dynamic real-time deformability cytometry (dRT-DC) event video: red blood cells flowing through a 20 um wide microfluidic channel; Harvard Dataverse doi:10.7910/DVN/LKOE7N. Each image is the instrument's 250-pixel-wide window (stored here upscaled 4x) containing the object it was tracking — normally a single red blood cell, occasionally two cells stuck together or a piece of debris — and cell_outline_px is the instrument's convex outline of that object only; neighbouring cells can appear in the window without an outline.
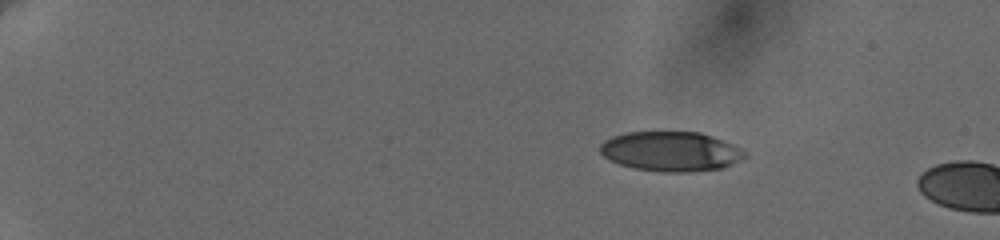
{"species": "human", "species_latin": "Homo sapiens", "temperature_condition": "cold", "stored_images_in_passage": 2, "camera_frame_rate_fps": 3000, "um_per_image_px": 0.085, "donor": {"sex": "female"}, "frame": {"image": 1, "passage_image": 1, "time_ms": 0.0, "image_size_px": [1000, 240], "cell_outline_px": [[748, 156], [724, 168], [688, 172], [668, 172], [636, 168], [620, 164], [608, 160], [600, 152], [600, 144], [604, 140], [612, 136], [628, 132], [700, 132], [712, 136], [732, 144], [748, 152]], "centroid_in_image_um": [57.04, 12.87], "position_along_channel_um": 28.0, "area_um2": 33.52}}